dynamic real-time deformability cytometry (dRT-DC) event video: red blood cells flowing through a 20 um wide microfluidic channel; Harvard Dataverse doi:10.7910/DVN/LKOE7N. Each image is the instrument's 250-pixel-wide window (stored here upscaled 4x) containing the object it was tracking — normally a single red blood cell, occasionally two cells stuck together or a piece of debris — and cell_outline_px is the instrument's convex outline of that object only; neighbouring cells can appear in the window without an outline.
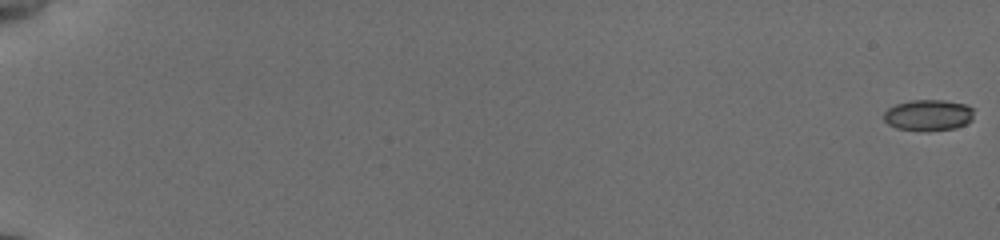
{"species": "common noctule bat (a hibernating species)", "species_latin": "Nyctalus noctula", "temperature_condition": "cold", "stored_images_in_passage": 57, "camera_frame_rate_fps": 3000, "um_per_image_px": 0.085, "animal": {"sex": "female", "body_mass_g": 19.5, "forearm_length_mm": 54.1}, "frame": {"image": 1, "passage_image": 1, "time_ms": 0.0, "image_size_px": [1000, 240], "cell_outline_px": [[972, 120], [956, 128], [928, 132], [924, 132], [896, 128], [888, 124], [884, 120], [884, 112], [888, 108], [896, 104], [912, 100], [944, 100], [964, 104], [972, 108]], "centroid_in_image_um": [78.88, 9.81], "position_along_channel_um": 6.1, "area_um2": 16.47}}
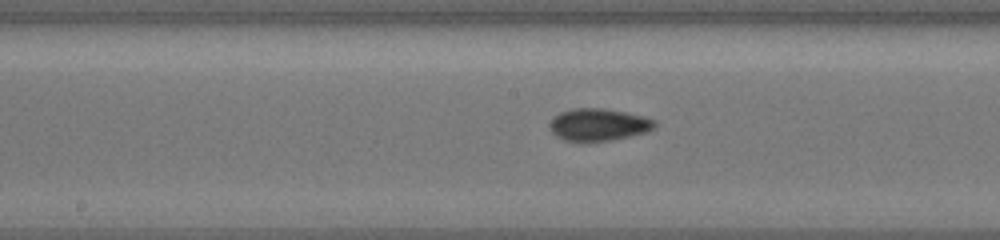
{"frame": {"image": 2, "passage_image": 33, "time_ms": 10.667, "image_size_px": [1000, 240], "cell_outline_px": [[656, 128], [648, 132], [612, 140], [564, 140], [556, 136], [548, 128], [548, 124], [560, 112], [572, 108], [604, 108], [644, 116], [656, 120]], "centroid_in_image_um": [50.9, 10.58], "position_along_channel_um": 197.3, "area_um2": 19.71}}
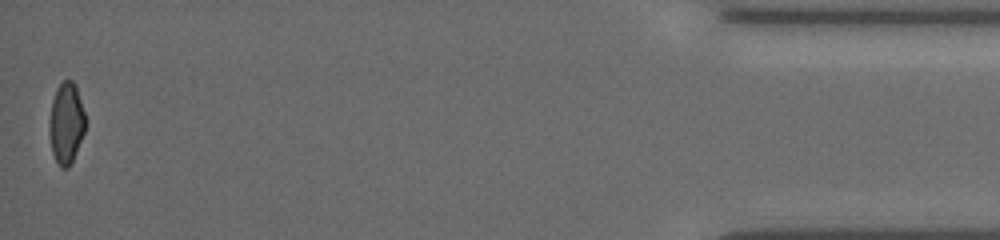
{"frame": {"image": 3, "passage_image": 57, "time_ms": 18.667, "image_size_px": [1000, 240], "cell_outline_px": [[84, 132], [76, 152], [68, 168], [60, 168], [52, 152], [48, 128], [48, 124], [52, 100], [56, 88], [64, 80], [72, 80], [76, 88], [84, 112]], "centroid_in_image_um": [5.59, 10.48], "position_along_channel_um": 429.6, "area_um2": 16.82}, "authors_computed_cell_mechanics": {"area_um2": 18.0336, "velocity_mm_per_s": 3.831, "shape_relaxation_time_tau1_ms": 7.1269, "shape_relaxation_time_tau2_ms": 2.6597, "deformation_change_tau1": 0.1452, "deformation_change_tau2": 0.0513}}